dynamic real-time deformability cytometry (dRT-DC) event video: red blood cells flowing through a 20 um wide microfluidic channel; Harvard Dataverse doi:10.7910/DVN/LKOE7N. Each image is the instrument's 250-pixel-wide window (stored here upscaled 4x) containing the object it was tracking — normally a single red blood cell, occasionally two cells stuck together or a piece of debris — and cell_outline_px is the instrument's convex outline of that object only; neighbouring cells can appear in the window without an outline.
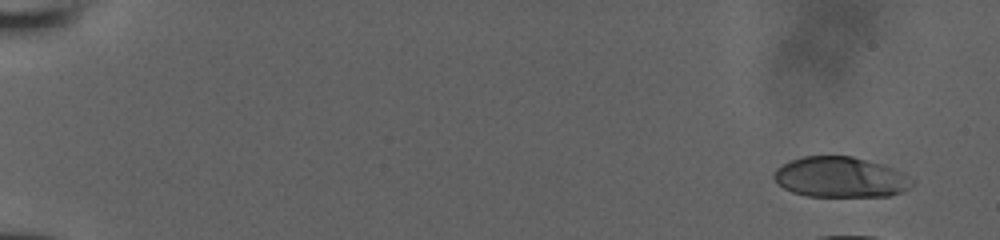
{"species": "human", "species_latin": "Homo sapiens", "temperature_condition": "room temperature", "stored_images_in_passage": 10, "camera_frame_rate_fps": 3000, "um_per_image_px": 0.085, "donor": {"sex": "male"}, "frame": {"image": 1, "passage_image": 1, "time_ms": 0.0, "image_size_px": [1000, 240], "cell_outline_px": [[912, 184], [908, 188], [900, 192], [888, 196], [808, 196], [792, 192], [784, 188], [772, 176], [772, 172], [776, 168], [792, 160], [804, 156], [852, 156], [884, 164], [904, 172], [912, 180]], "centroid_in_image_um": [71.44, 15.05], "position_along_channel_um": 13.6, "area_um2": 32.54}}